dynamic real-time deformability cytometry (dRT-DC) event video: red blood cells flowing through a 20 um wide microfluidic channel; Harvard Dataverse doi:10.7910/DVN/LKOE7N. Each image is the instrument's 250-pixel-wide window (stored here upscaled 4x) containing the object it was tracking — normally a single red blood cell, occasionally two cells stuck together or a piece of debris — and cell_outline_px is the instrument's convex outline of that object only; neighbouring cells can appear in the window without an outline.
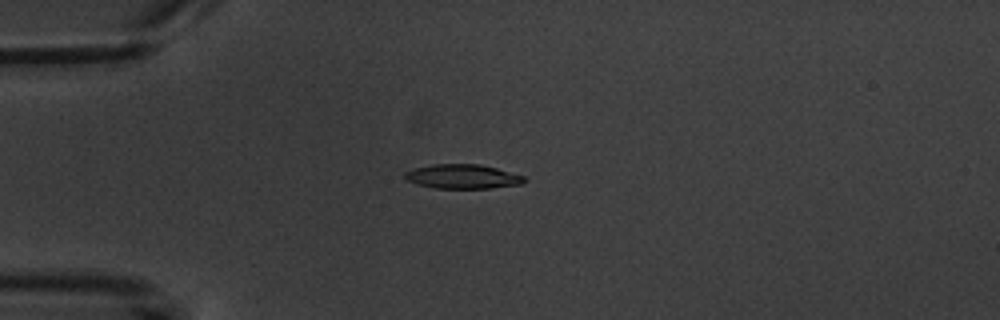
{"species": "common noctule bat (a hibernating species)", "species_latin": "Nyctalus noctula", "temperature_condition": "warm", "stored_images_in_passage": 6, "camera_frame_rate_fps": 3000, "um_per_image_px": 0.085, "animal": {"sex": "male", "body_mass_g": 20.1, "forearm_length_mm": 53.5}, "frame": {"image": 1, "passage_image": 5, "time_ms": 4.667, "image_size_px": [1000, 320], "cell_outline_px": [[528, 180], [524, 184], [492, 188], [436, 188], [416, 184], [408, 180], [404, 176], [404, 172], [412, 168], [432, 164], [480, 164], [496, 168], [524, 176]], "centroid_in_image_um": [39.34, 15.0], "position_along_channel_um": 45.7, "area_um2": 17.05}}